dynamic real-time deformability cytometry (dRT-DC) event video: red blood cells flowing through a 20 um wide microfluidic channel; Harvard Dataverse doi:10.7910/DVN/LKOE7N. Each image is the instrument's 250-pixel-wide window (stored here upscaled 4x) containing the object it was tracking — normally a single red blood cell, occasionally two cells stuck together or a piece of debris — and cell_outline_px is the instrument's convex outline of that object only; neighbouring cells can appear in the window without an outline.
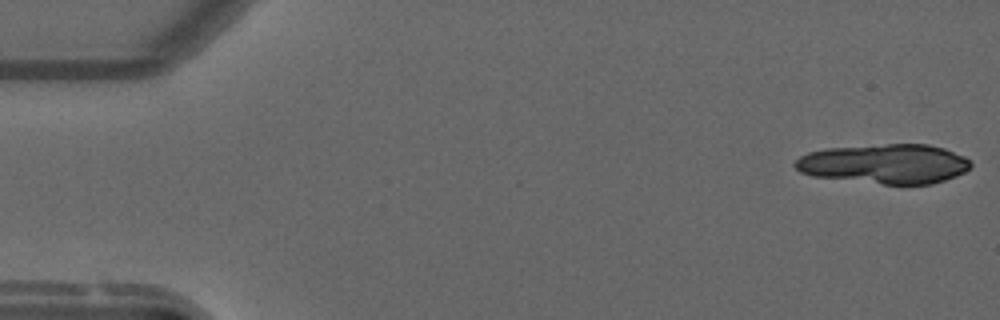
{"species": "common noctule bat (a hibernating species)", "species_latin": "Nyctalus noctula", "temperature_condition": "warm", "stored_images_in_passage": 15, "segment_of_instrument_passage": [1, 2], "camera_frame_rate_fps": 3000, "um_per_image_px": 0.085, "animal": {"sex": "male", "forearm_length_mm": 52.5}, "frame": {"image": 1, "passage_image": 1, "time_ms": 0.0, "image_size_px": [1000, 320], "cell_outline_px": [[972, 164], [964, 172], [956, 176], [932, 184], [884, 184], [812, 176], [800, 172], [792, 164], [800, 156], [808, 152], [828, 148], [884, 144], [928, 144], [944, 148], [964, 156]], "centroid_in_image_um": [75.19, 13.92], "position_along_channel_um": 9.8, "area_um2": 40.46}}